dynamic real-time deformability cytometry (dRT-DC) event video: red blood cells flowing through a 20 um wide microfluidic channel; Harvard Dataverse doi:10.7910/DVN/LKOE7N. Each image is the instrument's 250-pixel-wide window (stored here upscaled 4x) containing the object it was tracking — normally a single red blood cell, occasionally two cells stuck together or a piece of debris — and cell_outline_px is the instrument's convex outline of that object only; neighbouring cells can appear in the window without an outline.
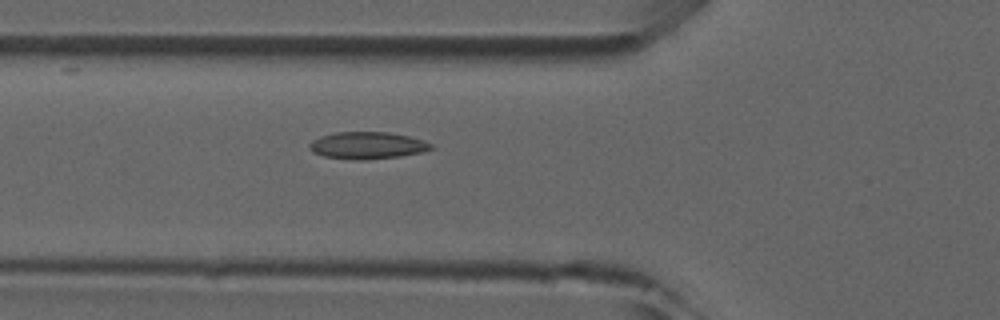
{"species": "common noctule bat (a hibernating species)", "species_latin": "Nyctalus noctula", "temperature_condition": "room temperature", "stored_images_in_passage": 5, "camera_frame_rate_fps": 3000, "um_per_image_px": 0.085, "animal": {"sex": "male", "forearm_length_mm": 52.5}, "frame": {"image": 1, "passage_image": 5, "time_ms": 5.333, "image_size_px": [1000, 320], "cell_outline_px": [[432, 148], [424, 152], [400, 156], [364, 160], [356, 160], [324, 156], [312, 152], [308, 148], [308, 144], [312, 140], [320, 136], [336, 132], [388, 132], [408, 136], [424, 140], [432, 144]], "centroid_in_image_um": [31.2, 12.36], "position_along_channel_um": 94.6, "area_um2": 19.25}}